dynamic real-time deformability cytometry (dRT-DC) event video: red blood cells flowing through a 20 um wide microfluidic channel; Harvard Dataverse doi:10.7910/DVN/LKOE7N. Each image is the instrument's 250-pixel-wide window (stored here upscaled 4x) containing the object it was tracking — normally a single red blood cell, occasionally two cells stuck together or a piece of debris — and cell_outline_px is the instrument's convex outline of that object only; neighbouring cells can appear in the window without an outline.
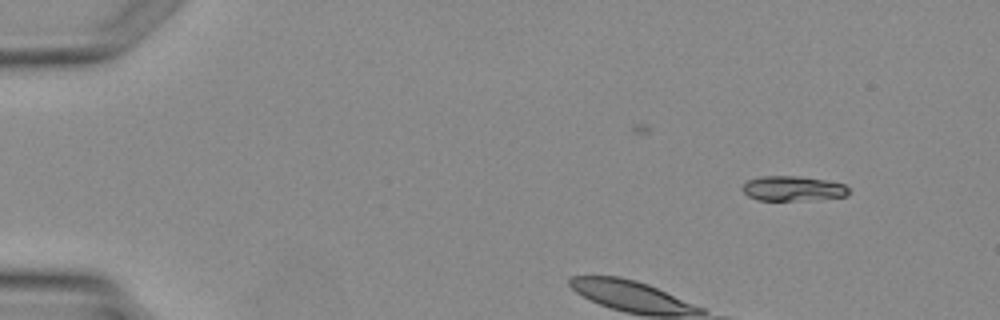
{"species": "Egyptian fruit bat (a non-hibernating species)", "species_latin": "Rousettus aegyptiacus", "temperature_condition": "warm", "stored_images_in_passage": 4, "camera_frame_rate_fps": 3000, "um_per_image_px": 0.085, "animal": {"sex": "female"}, "frame": {"image": 1, "passage_image": 1, "time_ms": 0.0, "image_size_px": [1000, 320], "cell_outline_px": [[848, 196], [796, 200], [756, 200], [748, 196], [740, 188], [748, 180], [760, 176], [796, 176], [828, 180], [844, 184], [848, 188]], "centroid_in_image_um": [67.36, 16.01], "position_along_channel_um": 17.6, "area_um2": 15.32}}